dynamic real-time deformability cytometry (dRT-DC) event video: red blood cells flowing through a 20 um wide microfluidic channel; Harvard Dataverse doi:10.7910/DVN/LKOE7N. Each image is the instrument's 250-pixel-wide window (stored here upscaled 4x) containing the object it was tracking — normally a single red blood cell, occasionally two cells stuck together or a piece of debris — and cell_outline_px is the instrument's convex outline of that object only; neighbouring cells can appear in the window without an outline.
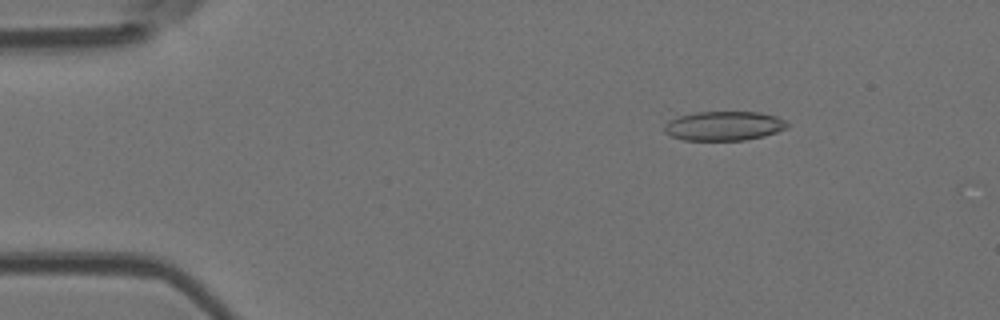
{"species": "Egyptian fruit bat (a non-hibernating species)", "species_latin": "Rousettus aegyptiacus", "temperature_condition": "room temperature", "stored_images_in_passage": 5, "camera_frame_rate_fps": 3000, "um_per_image_px": 0.085, "animal": {"sex": "female"}, "frame": {"image": 1, "passage_image": 1, "time_ms": 0.0, "image_size_px": [1000, 320], "cell_outline_px": [[788, 128], [764, 136], [744, 140], [684, 140], [672, 136], [664, 132], [664, 124], [668, 120], [680, 116], [696, 112], [760, 112], [776, 116], [784, 120], [788, 124]], "centroid_in_image_um": [61.53, 10.7], "position_along_channel_um": 23.5, "area_um2": 20.98}}
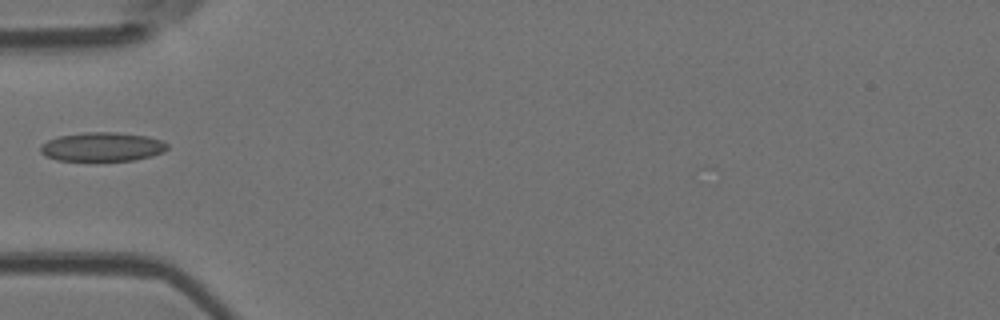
{"frame": {"image": 2, "passage_image": 4, "time_ms": 3.333, "image_size_px": [1000, 320], "cell_outline_px": [[168, 148], [164, 152], [152, 156], [132, 160], [56, 160], [44, 156], [40, 152], [40, 144], [48, 140], [60, 136], [84, 132], [116, 132], [148, 136], [160, 140], [168, 144]], "centroid_in_image_um": [8.68, 12.47], "position_along_channel_um": 76.3, "area_um2": 21.44}}
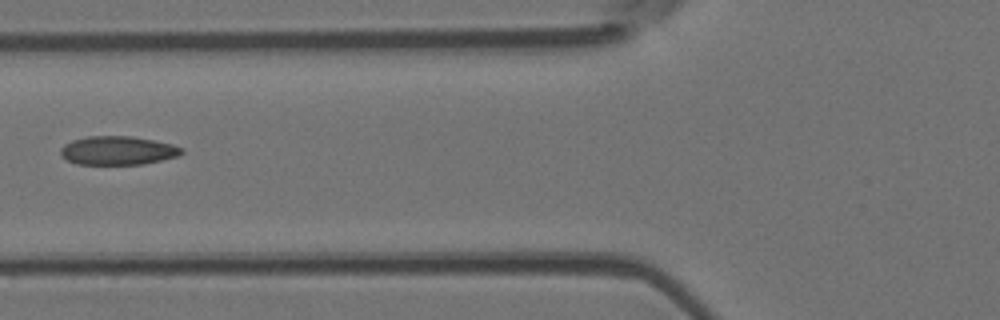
{"frame": {"image": 3, "passage_image": 5, "time_ms": 4.333, "image_size_px": [1000, 320], "cell_outline_px": [[184, 152], [180, 156], [144, 164], [76, 164], [60, 156], [60, 148], [64, 144], [72, 140], [88, 136], [132, 136], [172, 144], [184, 148]], "centroid_in_image_um": [10.02, 12.79], "position_along_channel_um": 115.8, "area_um2": 20.4}}